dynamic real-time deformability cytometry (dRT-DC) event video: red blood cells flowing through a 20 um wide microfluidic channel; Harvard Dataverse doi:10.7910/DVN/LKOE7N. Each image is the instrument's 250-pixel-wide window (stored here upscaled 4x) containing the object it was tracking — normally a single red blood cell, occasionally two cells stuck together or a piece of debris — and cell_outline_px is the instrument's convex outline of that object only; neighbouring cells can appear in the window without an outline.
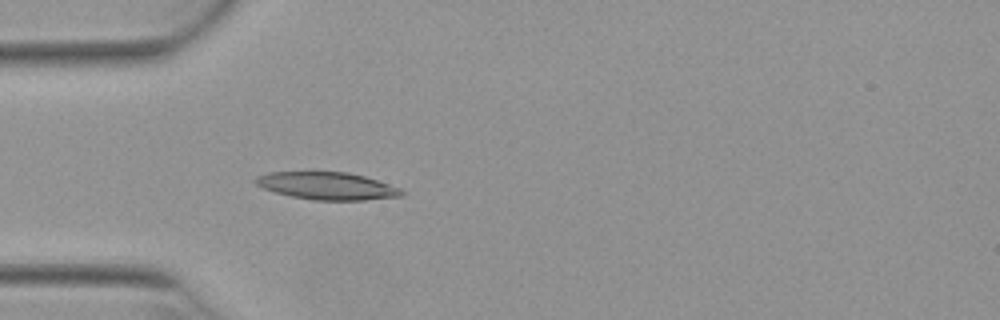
{"species": "Egyptian fruit bat (a non-hibernating species)", "species_latin": "Rousettus aegyptiacus", "temperature_condition": "warm", "stored_images_in_passage": 47, "camera_frame_rate_fps": 3000, "um_per_image_px": 0.085, "animal": {"sex": "female"}, "frame": {"image": 1, "passage_image": 16, "time_ms": 5.0, "image_size_px": [1000, 320], "cell_outline_px": [[404, 192], [400, 196], [364, 200], [312, 200], [292, 196], [276, 192], [264, 188], [256, 184], [252, 180], [256, 176], [268, 172], [348, 172], [364, 176], [400, 188]], "centroid_in_image_um": [27.77, 15.79], "position_along_channel_um": 57.2, "area_um2": 23.18}}
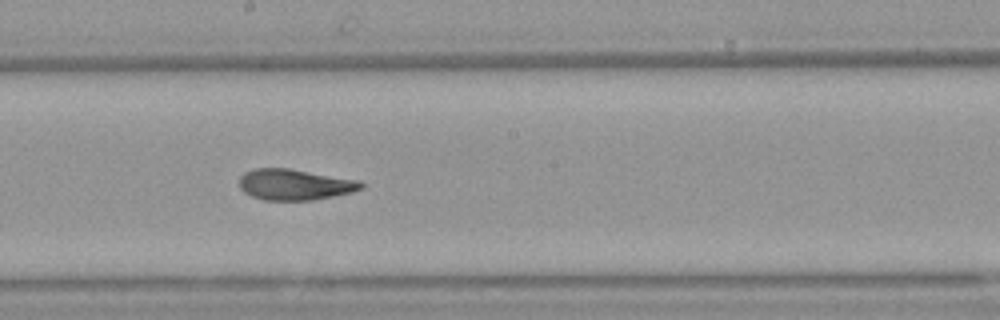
{"frame": {"image": 2, "passage_image": 29, "time_ms": 9.333, "image_size_px": [1000, 320], "cell_outline_px": [[364, 188], [352, 192], [312, 200], [264, 200], [252, 196], [244, 192], [240, 188], [240, 176], [244, 172], [256, 168], [288, 168], [360, 180], [364, 184]], "centroid_in_image_um": [25.06, 15.68], "position_along_channel_um": 223.1, "area_um2": 21.96}}
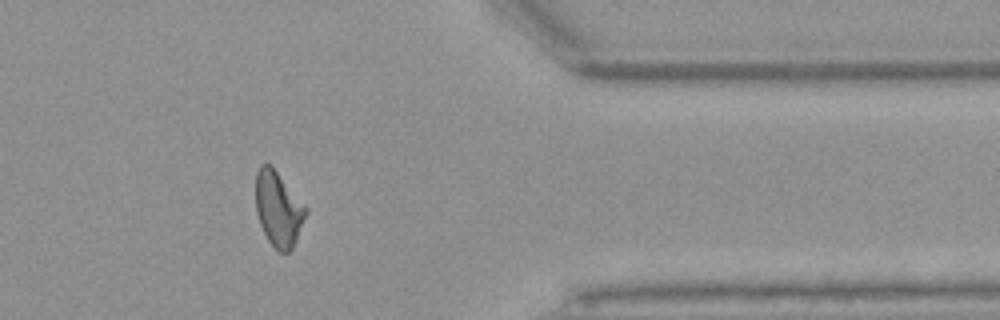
{"frame": {"image": 3, "passage_image": 43, "time_ms": 14.0, "image_size_px": [1000, 320], "cell_outline_px": [[308, 212], [296, 240], [292, 248], [288, 252], [276, 252], [268, 240], [260, 224], [256, 212], [256, 172], [260, 164], [272, 164], [308, 208]], "centroid_in_image_um": [23.67, 17.74], "position_along_channel_um": 387.7, "area_um2": 22.2}, "authors_computed_cell_mechanics": {"area_um2": 22.1952, "velocity_mm_per_s": 3.9376, "shape_relaxation_time_tau1_ms": 7.9481, "shape_relaxation_time_tau2_ms": 2.285, "deformation_change_tau1": 0.243, "deformation_change_tau2": 0.0851}}